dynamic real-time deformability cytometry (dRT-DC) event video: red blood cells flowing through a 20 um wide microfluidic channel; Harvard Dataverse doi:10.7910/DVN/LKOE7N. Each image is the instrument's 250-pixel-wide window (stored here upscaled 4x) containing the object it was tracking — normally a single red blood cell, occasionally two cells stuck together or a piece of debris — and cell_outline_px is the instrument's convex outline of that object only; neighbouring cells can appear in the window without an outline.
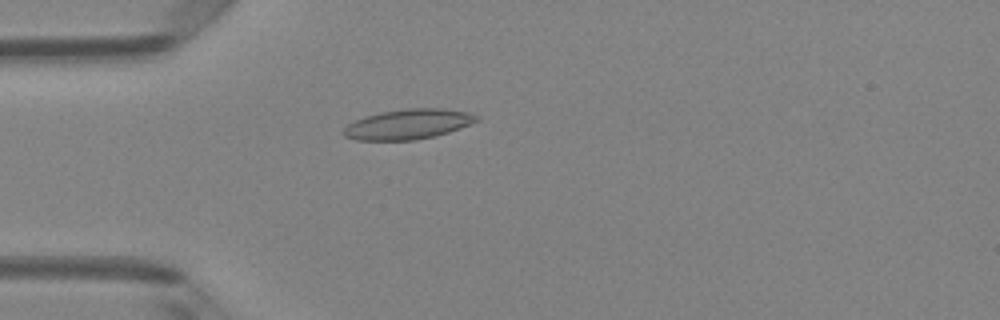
{"species": "Egyptian fruit bat (a non-hibernating species)", "species_latin": "Rousettus aegyptiacus", "temperature_condition": "room temperature", "stored_images_in_passage": 49, "camera_frame_rate_fps": 3000, "um_per_image_px": 0.085, "animal": {"sex": "female"}, "frame": {"image": 1, "passage_image": 14, "time_ms": 4.333, "image_size_px": [1000, 320], "cell_outline_px": [[480, 120], [460, 128], [436, 136], [416, 140], [356, 140], [344, 136], [340, 132], [348, 124], [364, 116], [380, 112], [404, 108], [444, 108], [468, 112], [480, 116]], "centroid_in_image_um": [34.7, 10.55], "position_along_channel_um": 50.3, "area_um2": 23.58}}
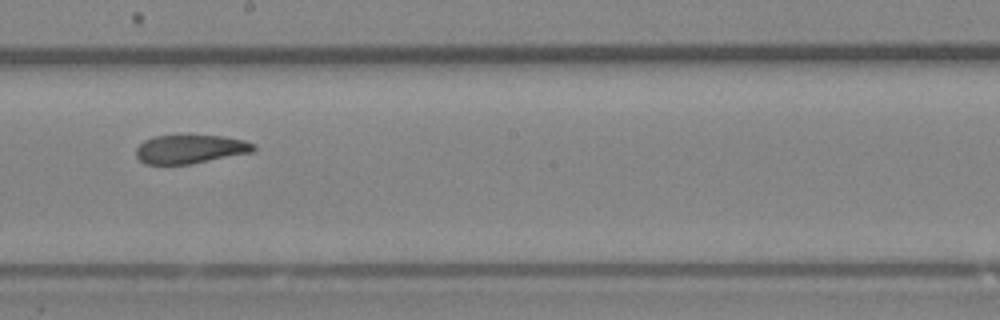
{"frame": {"image": 2, "passage_image": 28, "time_ms": 9.0, "image_size_px": [1000, 320], "cell_outline_px": [[256, 148], [252, 152], [192, 164], [144, 164], [136, 156], [136, 148], [144, 140], [152, 136], [224, 136], [244, 140], [256, 144]], "centroid_in_image_um": [16.17, 12.68], "position_along_channel_um": 232.0, "area_um2": 19.65}}
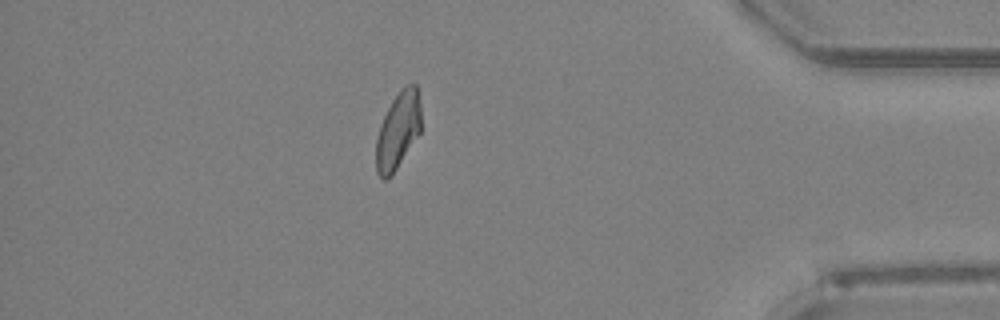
{"frame": {"image": 3, "passage_image": 43, "time_ms": 14.0, "image_size_px": [1000, 320], "cell_outline_px": [[420, 132], [388, 180], [384, 180], [376, 172], [376, 140], [380, 124], [392, 100], [400, 88], [408, 84], [416, 84], [420, 104]], "centroid_in_image_um": [33.81, 11.08], "position_along_channel_um": 401.4, "area_um2": 19.94}, "authors_computed_cell_mechanics": {"area_um2": 21.386, "velocity_mm_per_s": 4.151, "shape_relaxation_time_tau1_ms": 9.2846, "shape_relaxation_time_tau2_ms": 4.616, "deformation_change_tau1": 0.1862, "deformation_change_tau2": 0.1046}}